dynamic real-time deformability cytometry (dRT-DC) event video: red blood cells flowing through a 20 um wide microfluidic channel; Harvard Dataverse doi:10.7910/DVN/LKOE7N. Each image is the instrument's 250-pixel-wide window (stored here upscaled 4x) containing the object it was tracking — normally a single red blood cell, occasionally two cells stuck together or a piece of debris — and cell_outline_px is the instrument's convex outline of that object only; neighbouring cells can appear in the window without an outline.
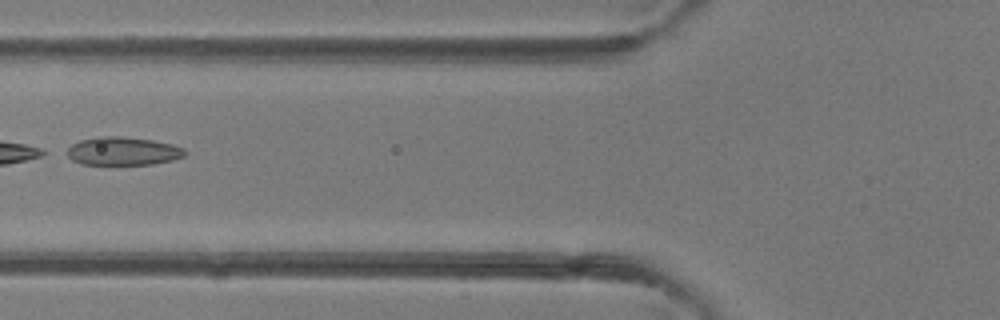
{"species": "common noctule bat (a hibernating species)", "species_latin": "Nyctalus noctula", "temperature_condition": "room temperature", "stored_images_in_passage": 5, "camera_frame_rate_fps": 3000, "um_per_image_px": 0.085, "animal": {"sex": "female"}, "frame": {"image": 1, "passage_image": 5, "time_ms": 4.667, "image_size_px": [1000, 320], "cell_outline_px": [[188, 152], [184, 156], [172, 160], [152, 164], [112, 168], [80, 164], [72, 160], [60, 152], [72, 144], [80, 140], [96, 136], [120, 136], [152, 140], [172, 144], [184, 148]], "centroid_in_image_um": [10.34, 12.9], "position_along_channel_um": 115.5, "area_um2": 20.81}}